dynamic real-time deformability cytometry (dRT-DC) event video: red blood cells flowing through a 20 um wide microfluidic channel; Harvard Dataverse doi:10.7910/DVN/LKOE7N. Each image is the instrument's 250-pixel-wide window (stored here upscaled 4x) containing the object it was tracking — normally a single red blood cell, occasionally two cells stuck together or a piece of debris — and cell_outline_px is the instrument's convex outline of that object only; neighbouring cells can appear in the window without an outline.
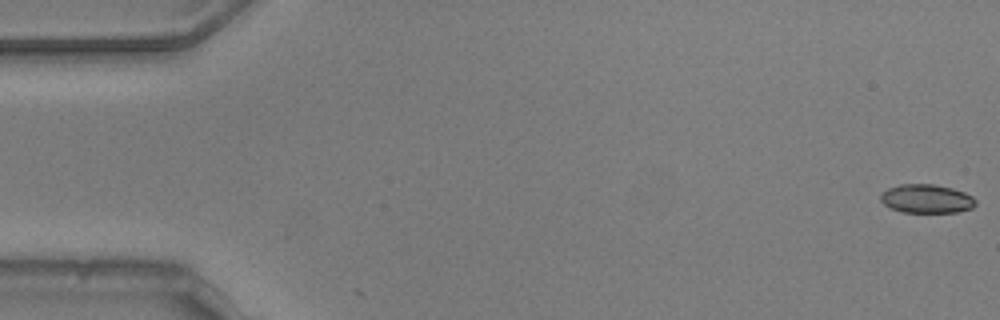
{"species": "common noctule bat (a hibernating species)", "species_latin": "Nyctalus noctula", "temperature_condition": "warm", "stored_images_in_passage": 54, "camera_frame_rate_fps": 3000, "um_per_image_px": 0.085, "animal": {"sex": "male", "body_mass_g": 20.5, "forearm_length_mm": 52.5}, "frame": {"image": 1, "passage_image": 1, "time_ms": 0.0, "image_size_px": [1000, 320], "cell_outline_px": [[976, 204], [972, 208], [956, 212], [904, 212], [892, 208], [884, 204], [880, 200], [880, 196], [888, 188], [900, 184], [936, 184], [952, 188], [964, 192], [972, 196], [976, 200]], "centroid_in_image_um": [78.78, 16.88], "position_along_channel_um": 6.2, "area_um2": 15.84}}
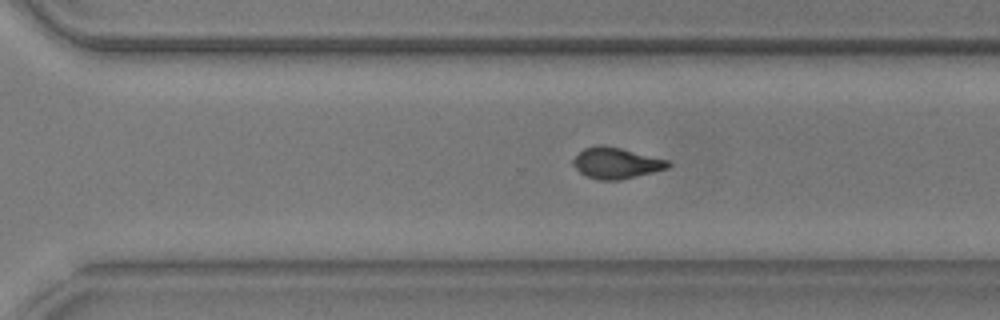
{"frame": {"image": 2, "passage_image": 37, "time_ms": 12.0, "image_size_px": [1000, 320], "cell_outline_px": [[672, 164], [668, 168], [620, 180], [600, 180], [584, 176], [572, 164], [572, 160], [584, 148], [600, 144], [620, 148], [668, 160]], "centroid_in_image_um": [52.35, 13.86], "position_along_channel_um": 318.2, "area_um2": 17.05}}
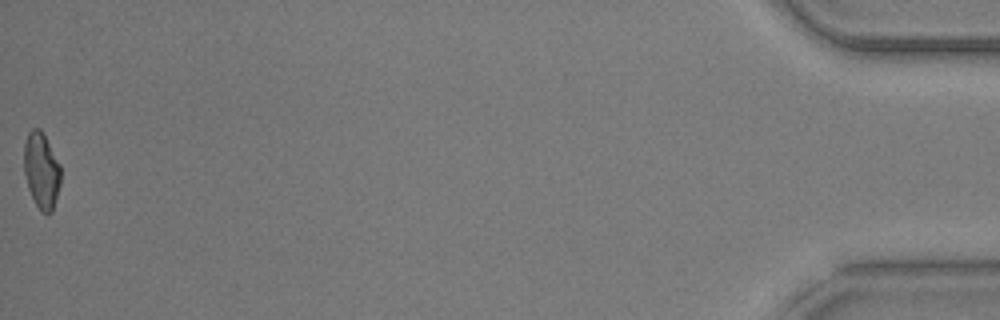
{"frame": {"image": 3, "passage_image": 54, "time_ms": 17.667, "image_size_px": [1000, 320], "cell_outline_px": [[60, 184], [52, 212], [48, 216], [40, 212], [28, 188], [24, 172], [24, 144], [28, 132], [32, 128], [40, 128], [60, 164]], "centroid_in_image_um": [3.52, 14.52], "position_along_channel_um": 431.7, "area_um2": 16.3}, "authors_computed_cell_mechanics": {"area_um2": 17.051, "velocity_mm_per_s": 3.7951, "shape_relaxation_time_tau1_ms": 6.085, "shape_relaxation_time_tau2_ms": 2.5264, "deformation_change_tau1": 0.1918, "deformation_change_tau2": 0.0797}}